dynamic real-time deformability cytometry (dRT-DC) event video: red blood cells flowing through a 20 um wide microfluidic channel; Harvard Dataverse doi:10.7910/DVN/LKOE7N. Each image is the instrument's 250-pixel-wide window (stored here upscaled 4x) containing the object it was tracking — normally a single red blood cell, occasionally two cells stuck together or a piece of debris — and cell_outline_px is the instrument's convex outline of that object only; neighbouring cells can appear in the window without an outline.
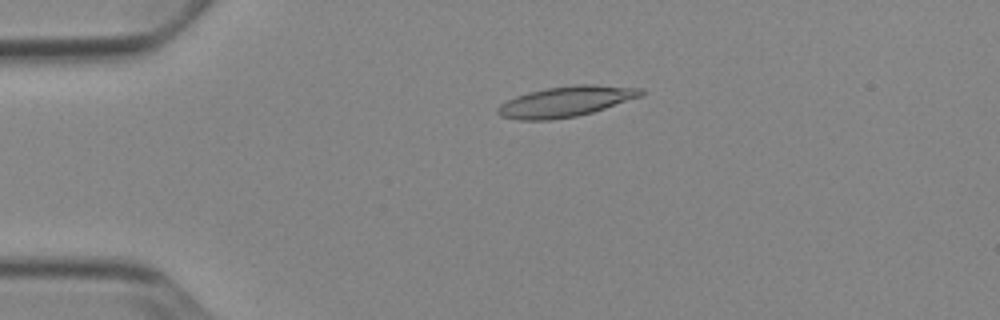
{"species": "Egyptian fruit bat (a non-hibernating species)", "species_latin": "Rousettus aegyptiacus", "temperature_condition": "cold", "stored_images_in_passage": 53, "camera_frame_rate_fps": 3000, "um_per_image_px": 0.085, "animal": {"sex": "female"}, "frame": {"image": 1, "passage_image": 12, "time_ms": 3.667, "image_size_px": [1000, 320], "cell_outline_px": [[644, 96], [592, 112], [576, 116], [552, 120], [516, 120], [500, 116], [496, 112], [496, 108], [500, 104], [516, 96], [528, 92], [544, 88], [576, 84], [596, 84], [640, 88], [644, 92]], "centroid_in_image_um": [48.09, 8.63], "position_along_channel_um": 36.9, "area_um2": 25.72}}
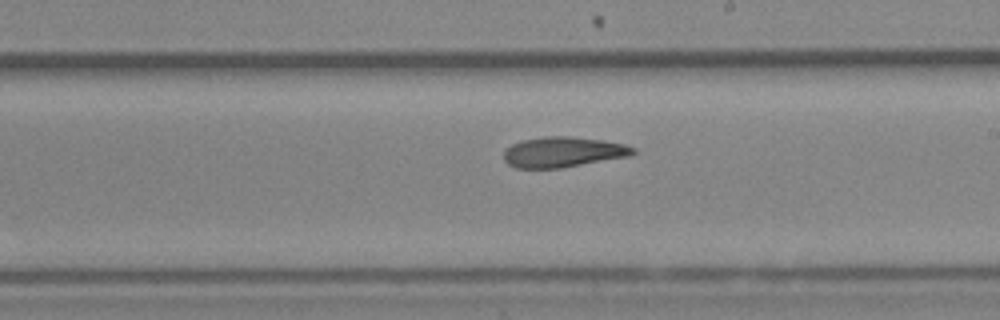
{"frame": {"image": 2, "passage_image": 31, "time_ms": 10.0, "image_size_px": [1000, 320], "cell_outline_px": [[636, 152], [632, 156], [560, 168], [516, 168], [508, 164], [504, 160], [504, 152], [512, 144], [524, 140], [544, 136], [568, 136], [604, 140], [624, 144], [636, 148]], "centroid_in_image_um": [47.9, 12.92], "position_along_channel_um": 241.1, "area_um2": 22.95}}
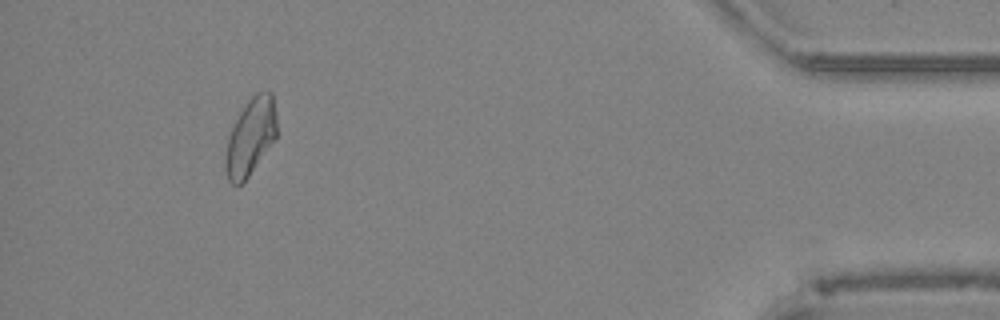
{"frame": {"image": 3, "passage_image": 49, "time_ms": 16.0, "image_size_px": [1000, 320], "cell_outline_px": [[276, 140], [244, 184], [232, 184], [228, 180], [224, 160], [224, 156], [228, 136], [240, 112], [248, 100], [256, 92], [272, 92], [276, 112]], "centroid_in_image_um": [21.31, 11.68], "position_along_channel_um": 413.9, "area_um2": 23.35}, "authors_computed_cell_mechanics": {"area_um2": 23.5824, "velocity_mm_per_s": 3.86, "shape_relaxation_time_tau1_ms": null, "shape_relaxation_time_tau2_ms": 7.621, "deformation_change_tau1": null, "deformation_change_tau2": 0.1748}}